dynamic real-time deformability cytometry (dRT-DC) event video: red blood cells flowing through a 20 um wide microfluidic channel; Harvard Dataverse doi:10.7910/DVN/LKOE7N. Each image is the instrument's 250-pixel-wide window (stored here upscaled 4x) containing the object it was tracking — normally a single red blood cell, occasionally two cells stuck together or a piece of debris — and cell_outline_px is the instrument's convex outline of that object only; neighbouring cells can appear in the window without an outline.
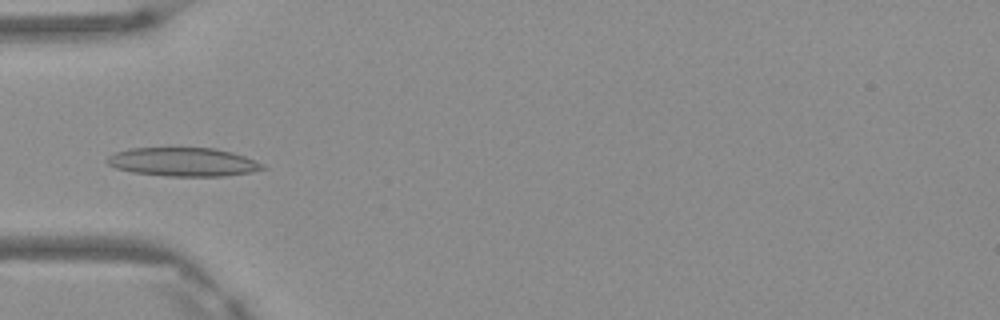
{"species": "Egyptian fruit bat (a non-hibernating species)", "species_latin": "Rousettus aegyptiacus", "temperature_condition": "warm", "stored_images_in_passage": 4, "camera_frame_rate_fps": 3000, "um_per_image_px": 0.085, "frame": {"image": 1, "passage_image": 3, "time_ms": 0.667, "image_size_px": [1000, 320], "cell_outline_px": [[268, 168], [252, 172], [224, 176], [168, 176], [132, 172], [116, 168], [108, 164], [104, 160], [108, 156], [116, 152], [132, 148], [212, 148], [232, 152], [244, 156], [264, 164]], "centroid_in_image_um": [15.58, 13.77], "position_along_channel_um": 69.4, "area_um2": 25.95}}
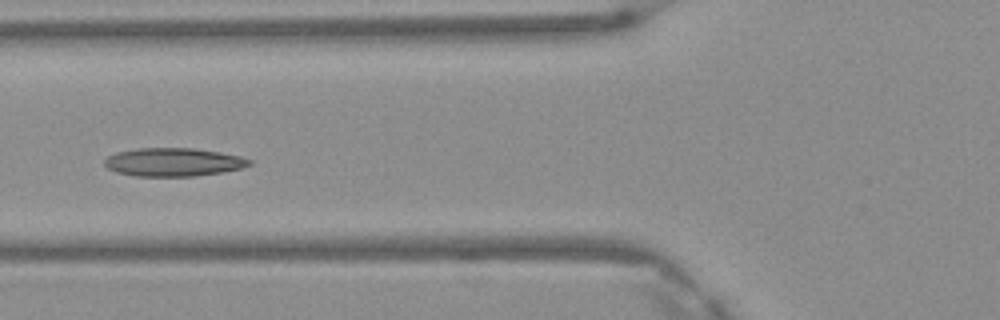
{"frame": {"image": 2, "passage_image": 4, "time_ms": 1.0, "image_size_px": [1000, 320], "cell_outline_px": [[252, 164], [244, 168], [224, 172], [196, 176], [136, 176], [116, 172], [108, 168], [104, 164], [104, 160], [108, 156], [116, 152], [140, 148], [192, 148], [220, 152], [240, 156], [252, 160]], "centroid_in_image_um": [14.77, 13.78], "position_along_channel_um": 111.0, "area_um2": 24.04}}